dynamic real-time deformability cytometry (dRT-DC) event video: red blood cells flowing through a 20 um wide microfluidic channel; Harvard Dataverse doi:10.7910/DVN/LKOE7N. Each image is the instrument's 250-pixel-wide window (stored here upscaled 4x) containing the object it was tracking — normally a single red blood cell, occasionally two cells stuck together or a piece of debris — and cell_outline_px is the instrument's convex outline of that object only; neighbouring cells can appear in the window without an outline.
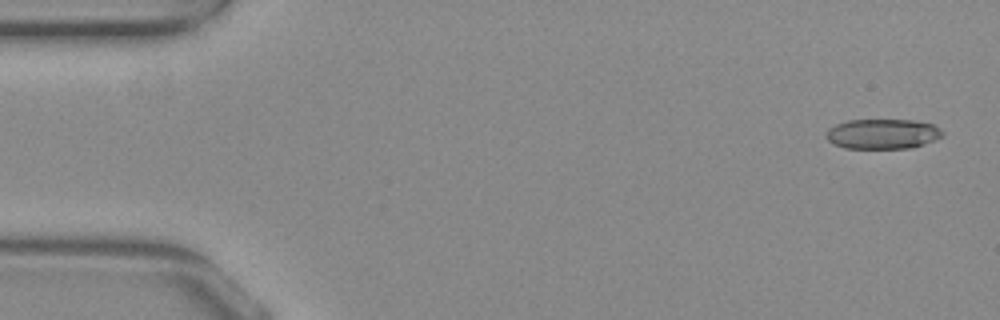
{"species": "common noctule bat (a hibernating species)", "species_latin": "Nyctalus noctula", "temperature_condition": "warm", "stored_images_in_passage": 53, "camera_frame_rate_fps": 3000, "um_per_image_px": 0.085, "animal": {"sex": "female", "body_mass_g": 29.2, "forearm_length_mm": 56.3}, "frame": {"image": 1, "passage_image": 2, "time_ms": 0.333, "image_size_px": [1000, 320], "cell_outline_px": [[940, 136], [932, 140], [912, 148], [844, 148], [832, 144], [824, 136], [828, 128], [836, 124], [848, 120], [912, 120], [932, 124], [940, 128]], "centroid_in_image_um": [74.93, 11.38], "position_along_channel_um": 10.1, "area_um2": 20.17}}
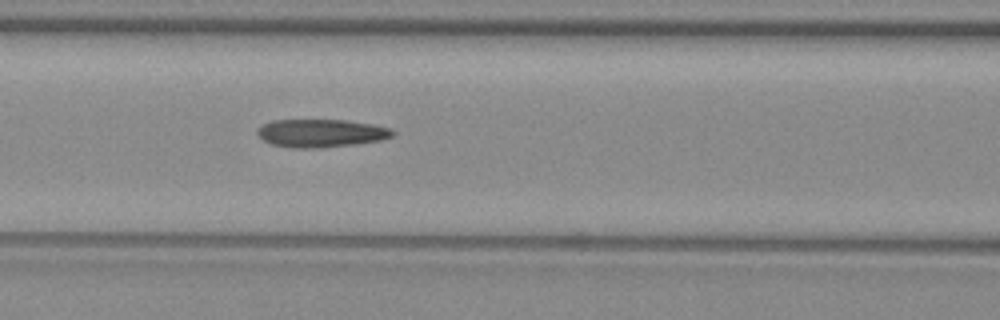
{"frame": {"image": 2, "passage_image": 22, "time_ms": 7.0, "image_size_px": [1000, 320], "cell_outline_px": [[396, 132], [392, 136], [380, 140], [352, 144], [320, 148], [292, 148], [272, 144], [264, 140], [256, 132], [256, 128], [272, 120], [348, 120], [372, 124], [392, 128]], "centroid_in_image_um": [27.29, 11.31], "position_along_channel_um": 139.3, "area_um2": 22.08}}
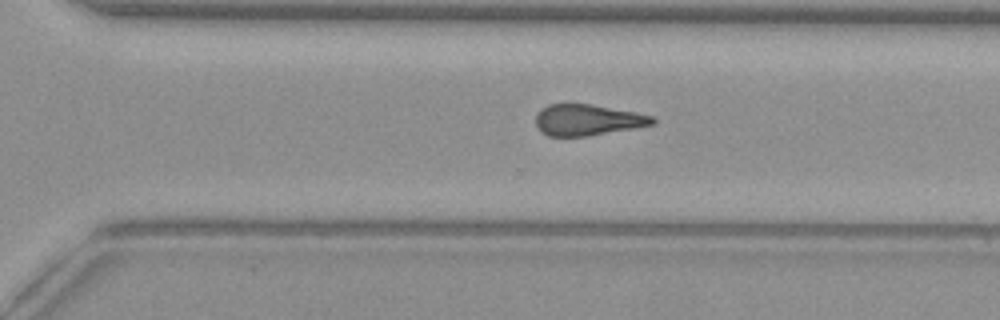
{"frame": {"image": 3, "passage_image": 36, "time_ms": 11.667, "image_size_px": [1000, 320], "cell_outline_px": [[656, 124], [636, 128], [588, 136], [548, 136], [540, 132], [536, 124], [536, 112], [540, 108], [548, 104], [592, 104], [636, 112], [652, 116], [656, 120]], "centroid_in_image_um": [49.94, 10.19], "position_along_channel_um": 320.7, "area_um2": 21.44}, "authors_computed_cell_mechanics": {"area_um2": 21.675, "velocity_mm_per_s": 3.8938, "shape_relaxation_time_tau1_ms": null, "shape_relaxation_time_tau2_ms": 3.7423, "deformation_change_tau1": null, "deformation_change_tau2": 0.1616}}